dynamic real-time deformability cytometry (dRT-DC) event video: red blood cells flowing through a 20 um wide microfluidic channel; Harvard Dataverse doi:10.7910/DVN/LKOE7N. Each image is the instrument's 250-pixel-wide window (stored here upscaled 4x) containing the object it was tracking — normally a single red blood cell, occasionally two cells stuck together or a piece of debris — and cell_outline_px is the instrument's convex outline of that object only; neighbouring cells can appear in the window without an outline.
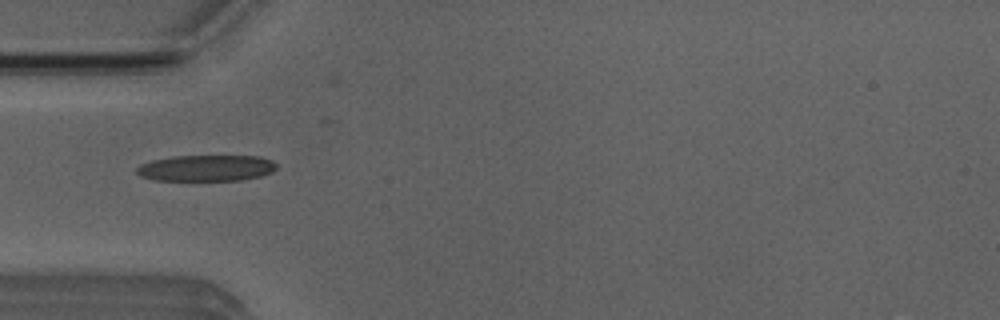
{"species": "Egyptian fruit bat (a non-hibernating species)", "species_latin": "Rousettus aegyptiacus", "temperature_condition": "room temperature", "stored_images_in_passage": 4, "camera_frame_rate_fps": 3000, "um_per_image_px": 0.085, "animal": {"sex": "male"}, "frame": {"image": 1, "passage_image": 4, "time_ms": 3.667, "image_size_px": [1000, 320], "cell_outline_px": [[276, 168], [272, 172], [260, 176], [240, 180], [152, 180], [140, 176], [136, 172], [136, 168], [140, 164], [152, 160], [172, 156], [260, 156], [272, 160], [276, 164]], "centroid_in_image_um": [17.51, 14.28], "position_along_channel_um": 67.5, "area_um2": 21.39}}